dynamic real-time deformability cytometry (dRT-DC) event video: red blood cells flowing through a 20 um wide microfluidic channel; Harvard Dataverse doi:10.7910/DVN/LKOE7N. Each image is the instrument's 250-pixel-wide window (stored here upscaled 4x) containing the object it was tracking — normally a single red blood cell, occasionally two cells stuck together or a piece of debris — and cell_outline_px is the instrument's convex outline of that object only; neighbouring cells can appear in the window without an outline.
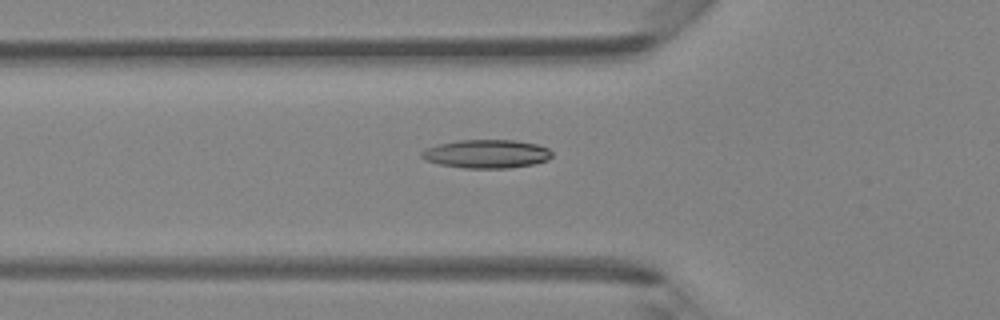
{"species": "Egyptian fruit bat (a non-hibernating species)", "species_latin": "Rousettus aegyptiacus", "temperature_condition": "room temperature", "stored_images_in_passage": 43, "camera_frame_rate_fps": 3000, "um_per_image_px": 0.085, "animal": {"sex": "female"}, "frame": {"image": 1, "passage_image": 12, "time_ms": 3.667, "image_size_px": [1000, 320], "cell_outline_px": [[552, 156], [548, 160], [532, 164], [508, 168], [464, 168], [440, 164], [428, 160], [420, 156], [420, 152], [436, 144], [460, 140], [516, 140], [536, 144], [548, 148], [552, 152]], "centroid_in_image_um": [41.37, 13.07], "position_along_channel_um": 84.4, "area_um2": 21.56}}
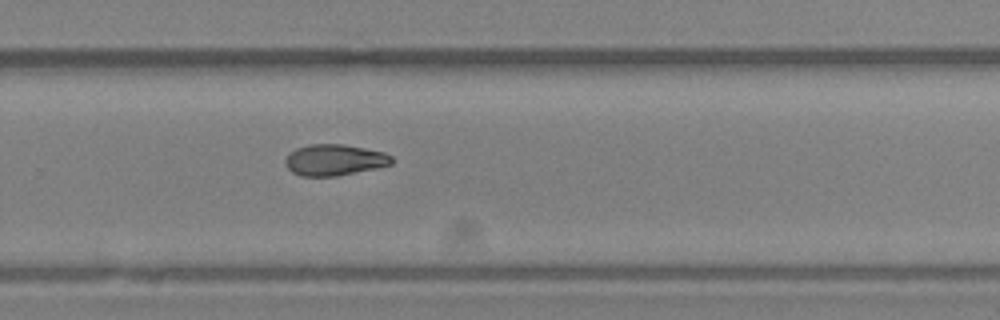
{"frame": {"image": 2, "passage_image": 27, "time_ms": 8.667, "image_size_px": [1000, 320], "cell_outline_px": [[392, 164], [376, 168], [336, 176], [300, 176], [292, 172], [284, 164], [284, 160], [296, 148], [308, 144], [344, 144], [384, 152], [392, 156]], "centroid_in_image_um": [28.42, 13.59], "position_along_channel_um": 301.4, "area_um2": 19.31}}
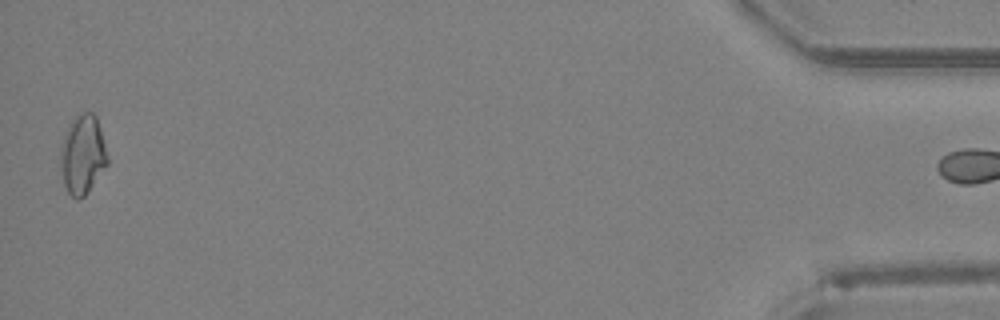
{"frame": {"image": 3, "passage_image": 42, "time_ms": 13.667, "image_size_px": [1000, 320], "cell_outline_px": [[108, 164], [88, 192], [84, 196], [76, 200], [68, 192], [64, 184], [60, 164], [60, 148], [64, 136], [76, 112], [92, 112], [96, 116], [104, 140], [108, 156]], "centroid_in_image_um": [7.03, 13.13], "position_along_channel_um": 428.2, "area_um2": 21.79}, "authors_computed_cell_mechanics": {"area_um2": 19.7098, "velocity_mm_per_s": 4.356, "shape_relaxation_time_tau1_ms": null, "shape_relaxation_time_tau2_ms": 6.792, "deformation_change_tau1": null, "deformation_change_tau2": 0.144}}